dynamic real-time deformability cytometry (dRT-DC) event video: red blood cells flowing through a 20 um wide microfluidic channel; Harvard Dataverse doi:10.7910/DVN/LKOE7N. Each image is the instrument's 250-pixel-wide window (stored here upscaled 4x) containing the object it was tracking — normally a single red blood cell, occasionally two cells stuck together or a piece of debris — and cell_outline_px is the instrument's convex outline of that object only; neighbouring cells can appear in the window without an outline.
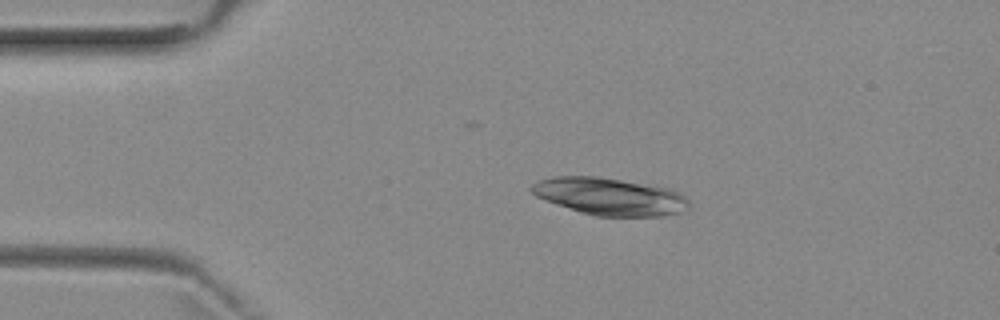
{"species": "common noctule bat (a hibernating species)", "species_latin": "Nyctalus noctula", "temperature_condition": "room temperature", "stored_images_in_passage": 3, "camera_frame_rate_fps": 3000, "um_per_image_px": 0.085, "animal": {"sex": "female", "body_mass_g": 29.2, "forearm_length_mm": 56.3}, "frame": {"image": 1, "passage_image": 2, "time_ms": 2.0, "image_size_px": [1000, 320], "cell_outline_px": [[688, 208], [684, 212], [664, 216], [596, 216], [580, 212], [544, 200], [536, 196], [528, 188], [532, 184], [540, 180], [552, 176], [596, 176], [672, 188], [684, 196], [688, 200]], "centroid_in_image_um": [51.83, 16.7], "position_along_channel_um": 33.2, "area_um2": 34.39}}